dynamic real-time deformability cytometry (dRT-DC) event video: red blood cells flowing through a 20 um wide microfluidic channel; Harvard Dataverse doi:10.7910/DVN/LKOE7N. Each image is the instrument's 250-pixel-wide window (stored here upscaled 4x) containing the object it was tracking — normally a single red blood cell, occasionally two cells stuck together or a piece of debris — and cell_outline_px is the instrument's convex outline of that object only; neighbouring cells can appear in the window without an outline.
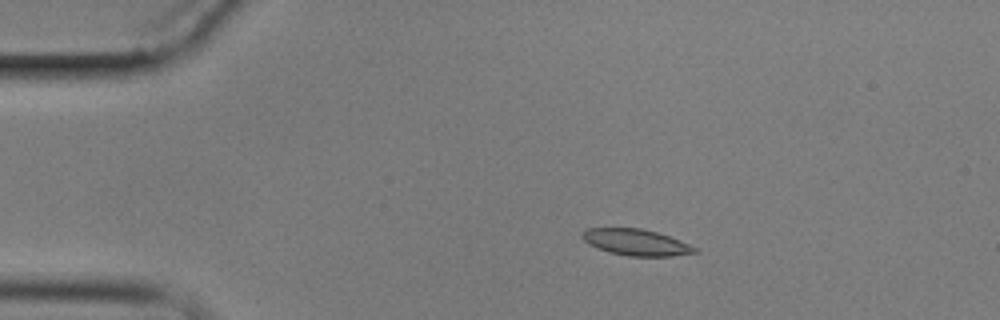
{"species": "common noctule bat (a hibernating species)", "species_latin": "Nyctalus noctula", "temperature_condition": "cold", "stored_images_in_passage": 3, "camera_frame_rate_fps": 3000, "um_per_image_px": 0.085, "animal": {"sex": "male", "body_mass_g": 17.9}, "frame": {"image": 1, "passage_image": 2, "time_ms": 1.333, "image_size_px": [1000, 320], "cell_outline_px": [[700, 252], [672, 256], [628, 256], [608, 252], [596, 248], [588, 244], [580, 236], [580, 232], [588, 228], [640, 228], [656, 232], [680, 240], [700, 248]], "centroid_in_image_um": [54.07, 20.6], "position_along_channel_um": 30.9, "area_um2": 17.51}}